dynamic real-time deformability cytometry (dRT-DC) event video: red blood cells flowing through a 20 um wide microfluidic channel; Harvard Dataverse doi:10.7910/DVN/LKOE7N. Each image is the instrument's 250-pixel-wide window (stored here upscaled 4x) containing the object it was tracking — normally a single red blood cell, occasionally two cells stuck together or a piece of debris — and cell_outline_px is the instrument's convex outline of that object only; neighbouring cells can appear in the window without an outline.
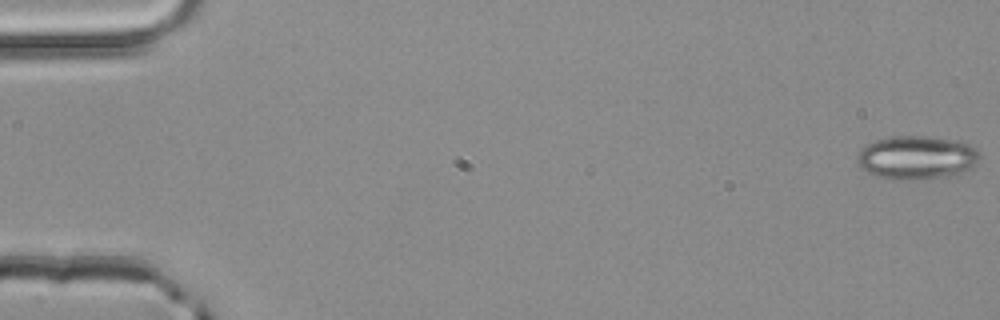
{"species": "common noctule bat (a hibernating species)", "species_latin": "Nyctalus noctula", "temperature_condition": "room temperature", "stored_images_in_passage": 52, "camera_frame_rate_fps": 3000, "um_per_image_px": 0.085, "animal": {"sex": "male", "body_mass_g": 20.4}, "frame": {"image": 1, "passage_image": 1, "time_ms": 0.0, "image_size_px": [1000, 320], "cell_outline_px": [[980, 160], [972, 168], [960, 172], [944, 176], [920, 180], [892, 180], [876, 176], [860, 168], [856, 164], [856, 156], [860, 148], [876, 140], [892, 136], [920, 136], [960, 140], [976, 148], [980, 152]], "centroid_in_image_um": [77.89, 13.39], "position_along_channel_um": 7.1, "area_um2": 31.5}}
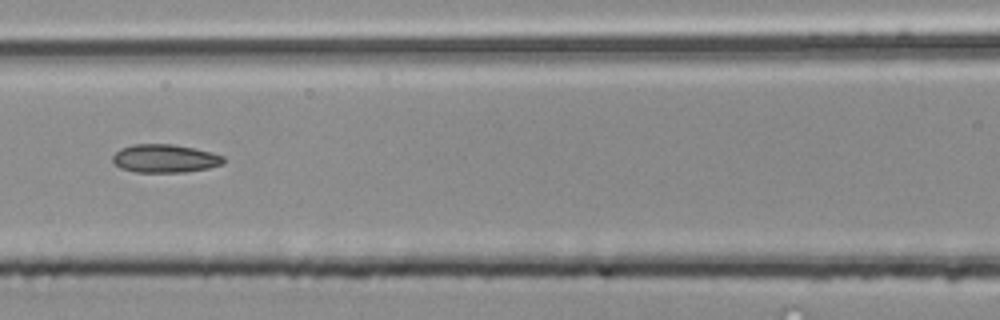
{"frame": {"image": 2, "passage_image": 24, "time_ms": 7.667, "image_size_px": [1000, 320], "cell_outline_px": [[224, 164], [208, 168], [184, 172], [136, 172], [120, 168], [112, 160], [112, 156], [120, 148], [132, 144], [172, 144], [212, 152], [224, 156]], "centroid_in_image_um": [14.01, 13.47], "position_along_channel_um": 152.6, "area_um2": 18.26}}
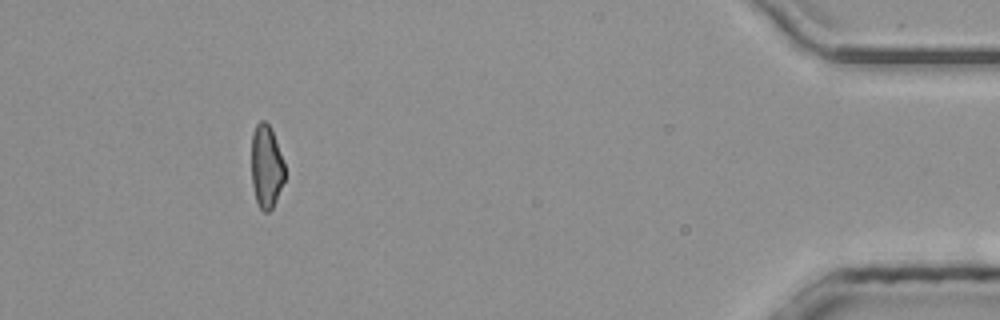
{"frame": {"image": 3, "passage_image": 48, "time_ms": 15.667, "image_size_px": [1000, 320], "cell_outline_px": [[284, 180], [276, 200], [272, 208], [268, 212], [264, 212], [260, 208], [256, 200], [252, 184], [252, 132], [256, 124], [260, 120], [264, 120], [272, 128], [284, 160]], "centroid_in_image_um": [22.64, 14.11], "position_along_channel_um": 412.6, "area_um2": 16.24}, "authors_computed_cell_mechanics": {"area_um2": 17.9469, "velocity_mm_per_s": 4.0661, "shape_relaxation_time_tau1_ms": null, "shape_relaxation_time_tau2_ms": 3.5605, "deformation_change_tau1": null, "deformation_change_tau2": 0.1202}}